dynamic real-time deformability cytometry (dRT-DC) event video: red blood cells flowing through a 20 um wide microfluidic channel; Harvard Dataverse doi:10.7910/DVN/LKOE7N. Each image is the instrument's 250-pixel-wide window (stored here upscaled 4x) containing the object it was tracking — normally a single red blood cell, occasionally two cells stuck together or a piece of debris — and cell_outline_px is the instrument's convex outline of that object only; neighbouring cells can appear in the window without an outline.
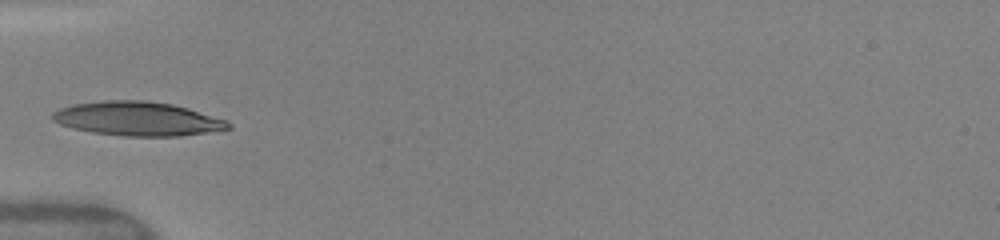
{"species": "human", "species_latin": "Homo sapiens", "temperature_condition": "warm", "stored_images_in_passage": 35, "camera_frame_rate_fps": 3000, "um_per_image_px": 0.085, "donor": {"sex": "female"}, "frame": {"image": 1, "passage_image": 1, "time_ms": 0.0, "image_size_px": [1000, 240], "cell_outline_px": [[232, 128], [180, 136], [124, 136], [92, 132], [72, 128], [60, 124], [52, 120], [52, 112], [60, 108], [72, 104], [104, 100], [144, 100], [172, 104], [188, 108], [228, 120], [232, 124]], "centroid_in_image_um": [11.69, 10.09], "position_along_channel_um": 73.3, "area_um2": 34.97}}
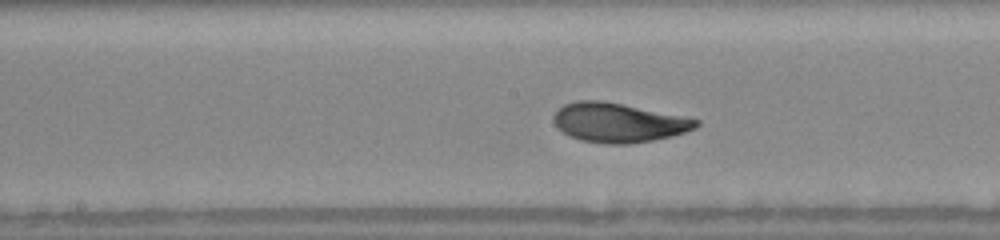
{"frame": {"image": 2, "passage_image": 14, "time_ms": 3.0, "image_size_px": [1000, 240], "cell_outline_px": [[700, 124], [696, 128], [672, 136], [632, 144], [608, 144], [580, 140], [568, 136], [560, 132], [552, 120], [552, 116], [556, 108], [564, 104], [576, 100], [600, 100], [700, 120]], "centroid_in_image_um": [52.47, 10.43], "position_along_channel_um": 195.7, "area_um2": 32.66}}